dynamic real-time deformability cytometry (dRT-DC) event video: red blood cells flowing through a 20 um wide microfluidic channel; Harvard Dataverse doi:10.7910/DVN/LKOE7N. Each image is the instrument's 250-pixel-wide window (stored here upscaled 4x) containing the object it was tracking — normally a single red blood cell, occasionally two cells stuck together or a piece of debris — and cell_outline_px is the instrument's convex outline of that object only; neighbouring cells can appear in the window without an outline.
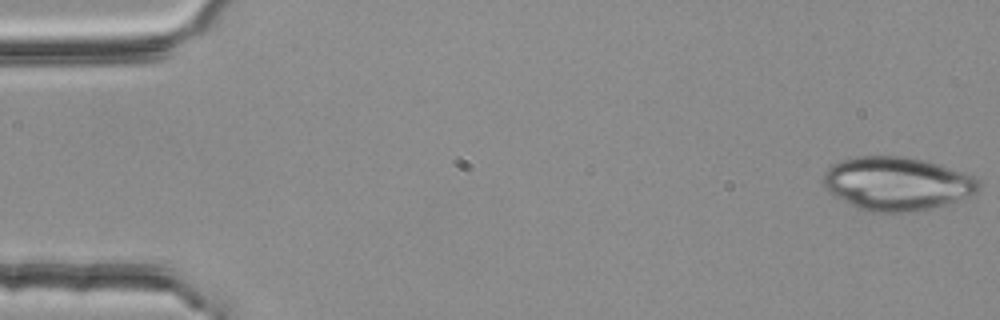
{"species": "common noctule bat (a hibernating species)", "species_latin": "Nyctalus noctula", "temperature_condition": "room temperature", "stored_images_in_passage": 53, "camera_frame_rate_fps": 3000, "um_per_image_px": 0.085, "animal": {"sex": "female", "body_mass_g": 25.1}, "frame": {"image": 1, "passage_image": 1, "time_ms": 0.0, "image_size_px": [1000, 320], "cell_outline_px": [[980, 188], [976, 196], [920, 212], [864, 212], [856, 208], [828, 192], [824, 188], [824, 172], [832, 164], [856, 156], [904, 156], [924, 160], [940, 164], [976, 176], [980, 184]], "centroid_in_image_um": [76.3, 15.63], "position_along_channel_um": 8.7, "area_um2": 49.42}}
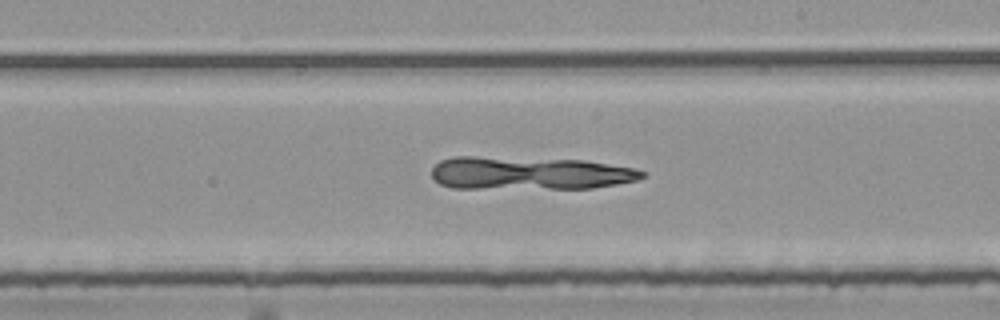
{"frame": {"image": 2, "passage_image": 31, "time_ms": 10.0, "image_size_px": [1000, 320], "cell_outline_px": [[644, 176], [640, 180], [592, 188], [452, 188], [440, 184], [432, 176], [432, 168], [440, 160], [456, 156], [476, 156], [584, 160], [632, 168], [644, 172]], "centroid_in_image_um": [44.98, 14.72], "position_along_channel_um": 244.0, "area_um2": 40.46}}
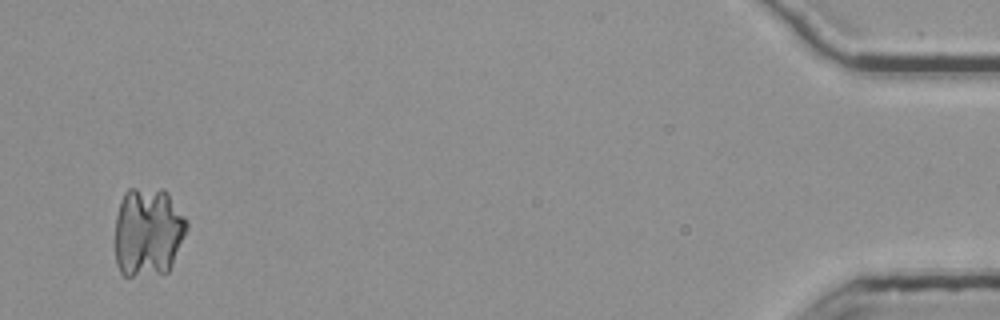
{"frame": {"image": 3, "passage_image": 52, "time_ms": 17.0, "image_size_px": [1000, 320], "cell_outline_px": [[188, 228], [172, 264], [168, 272], [132, 276], [124, 276], [120, 272], [116, 264], [116, 216], [120, 200], [124, 192], [128, 188], [164, 188], [168, 192], [188, 220]], "centroid_in_image_um": [12.59, 19.68], "position_along_channel_um": 422.6, "area_um2": 37.74}}